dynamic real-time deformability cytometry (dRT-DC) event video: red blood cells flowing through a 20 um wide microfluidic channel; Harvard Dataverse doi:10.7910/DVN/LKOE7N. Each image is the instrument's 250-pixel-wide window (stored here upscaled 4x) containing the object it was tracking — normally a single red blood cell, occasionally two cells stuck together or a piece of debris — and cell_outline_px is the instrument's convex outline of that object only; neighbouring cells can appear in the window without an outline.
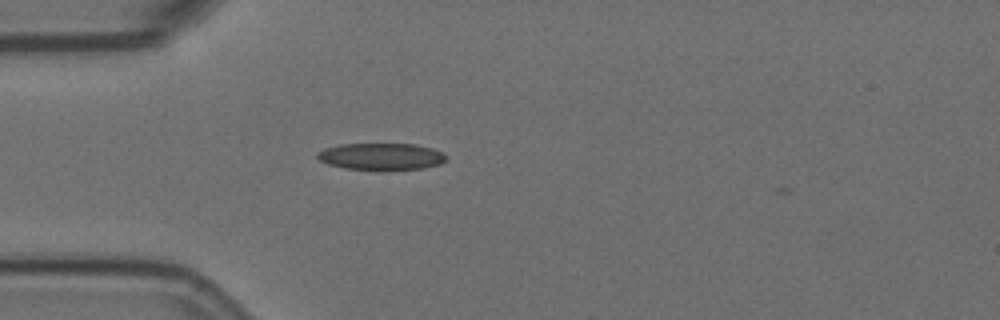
{"species": "Egyptian fruit bat (a non-hibernating species)", "species_latin": "Rousettus aegyptiacus", "temperature_condition": "room temperature", "stored_images_in_passage": 2, "camera_frame_rate_fps": 3000, "um_per_image_px": 0.085, "animal": {"sex": "female"}, "frame": {"image": 1, "passage_image": 1, "time_ms": 0.0, "image_size_px": [1000, 320], "cell_outline_px": [[448, 160], [440, 164], [424, 168], [380, 172], [344, 168], [328, 164], [320, 160], [316, 156], [316, 152], [324, 148], [340, 144], [412, 144], [432, 148], [444, 152], [448, 156]], "centroid_in_image_um": [32.43, 13.33], "position_along_channel_um": 52.6, "area_um2": 20.92}}